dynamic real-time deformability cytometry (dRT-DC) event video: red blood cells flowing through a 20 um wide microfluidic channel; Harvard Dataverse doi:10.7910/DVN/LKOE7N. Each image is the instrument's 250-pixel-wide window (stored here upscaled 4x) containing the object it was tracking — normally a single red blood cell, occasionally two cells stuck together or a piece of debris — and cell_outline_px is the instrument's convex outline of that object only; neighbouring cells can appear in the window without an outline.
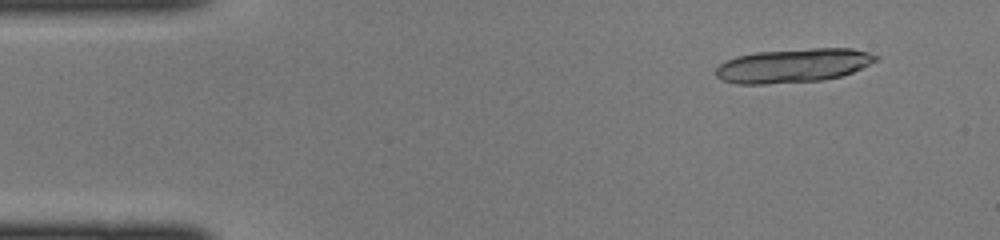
{"species": "common noctule bat (a hibernating species)", "species_latin": "Nyctalus noctula", "temperature_condition": "cold", "stored_images_in_passage": 11, "camera_frame_rate_fps": 3000, "um_per_image_px": 0.085, "animal": {"sex": "female", "body_mass_g": 22.0, "forearm_length_mm": 56.7}, "frame": {"image": 1, "passage_image": 1, "time_ms": 0.0, "image_size_px": [1000, 240], "cell_outline_px": [[880, 60], [852, 72], [840, 76], [820, 80], [764, 84], [736, 84], [724, 80], [716, 76], [716, 68], [720, 64], [736, 56], [756, 52], [812, 48], [852, 48], [868, 52], [880, 56]], "centroid_in_image_um": [67.46, 5.56], "position_along_channel_um": 17.5, "area_um2": 31.62}}